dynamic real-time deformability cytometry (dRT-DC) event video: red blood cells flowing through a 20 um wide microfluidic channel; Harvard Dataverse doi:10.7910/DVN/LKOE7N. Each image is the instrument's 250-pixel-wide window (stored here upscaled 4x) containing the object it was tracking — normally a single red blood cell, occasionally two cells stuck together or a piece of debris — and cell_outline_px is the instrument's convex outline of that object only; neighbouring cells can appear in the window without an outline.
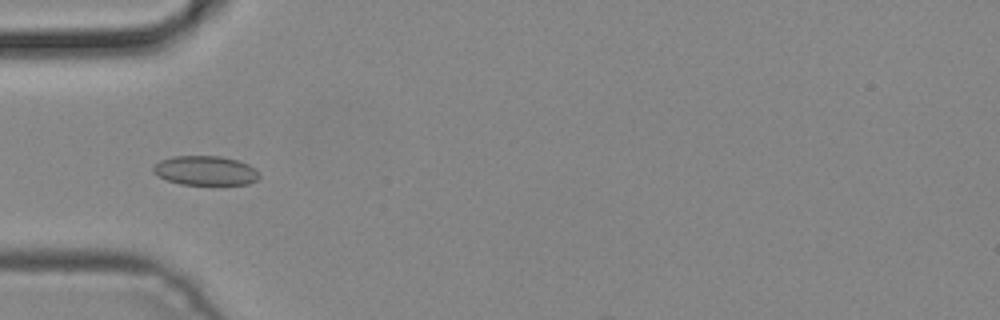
{"species": "common noctule bat (a hibernating species)", "species_latin": "Nyctalus noctula", "temperature_condition": "cold", "stored_images_in_passage": 5, "camera_frame_rate_fps": 3000, "um_per_image_px": 0.085, "animal": {"sex": "male", "body_mass_g": 19.2, "forearm_length_mm": 51.8}, "frame": {"image": 1, "passage_image": 4, "time_ms": 1.0, "image_size_px": [1000, 320], "cell_outline_px": [[260, 176], [256, 180], [248, 184], [180, 184], [168, 180], [152, 172], [152, 168], [160, 160], [172, 156], [220, 156], [236, 160], [248, 164]], "centroid_in_image_um": [17.42, 14.49], "position_along_channel_um": 67.6, "area_um2": 17.86}}